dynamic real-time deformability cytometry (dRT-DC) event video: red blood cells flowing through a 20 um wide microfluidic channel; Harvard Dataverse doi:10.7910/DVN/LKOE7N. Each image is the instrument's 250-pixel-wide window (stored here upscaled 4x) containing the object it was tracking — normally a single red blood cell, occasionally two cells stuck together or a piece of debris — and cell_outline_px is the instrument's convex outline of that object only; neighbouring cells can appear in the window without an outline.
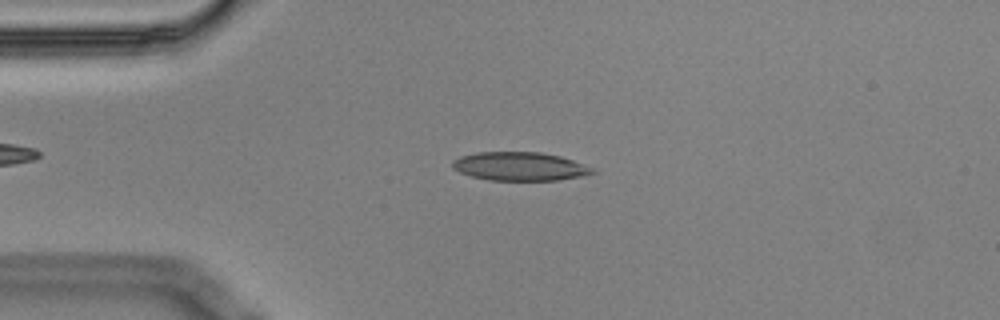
{"species": "Egyptian fruit bat (a non-hibernating species)", "species_latin": "Rousettus aegyptiacus", "temperature_condition": "cold", "stored_images_in_passage": 5, "camera_frame_rate_fps": 3000, "um_per_image_px": 0.085, "animal": {"sex": "male"}, "frame": {"image": 1, "passage_image": 4, "time_ms": 1.0, "image_size_px": [1000, 320], "cell_outline_px": [[596, 172], [584, 176], [560, 180], [488, 180], [472, 176], [460, 172], [452, 168], [452, 160], [460, 156], [476, 152], [540, 152], [560, 156], [596, 168]], "centroid_in_image_um": [44.2, 14.14], "position_along_channel_um": 40.8, "area_um2": 23.47}}